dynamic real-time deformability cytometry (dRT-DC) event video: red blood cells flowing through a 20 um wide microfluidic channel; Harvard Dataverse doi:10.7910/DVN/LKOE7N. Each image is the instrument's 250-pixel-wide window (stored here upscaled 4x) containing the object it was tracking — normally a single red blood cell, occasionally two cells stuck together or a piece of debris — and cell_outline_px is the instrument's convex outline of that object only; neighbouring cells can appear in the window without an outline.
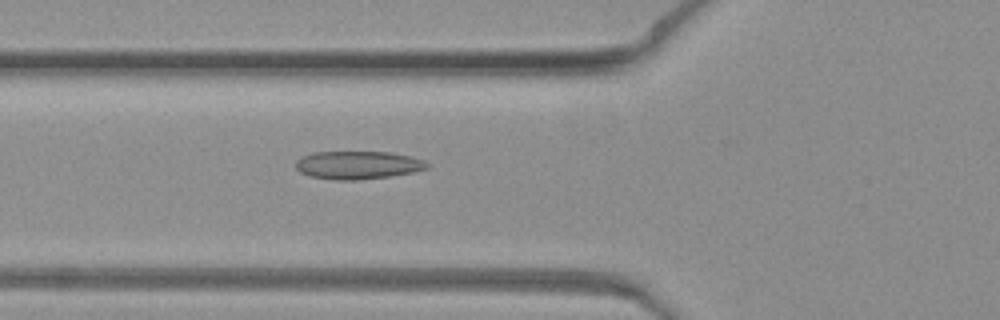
{"species": "common noctule bat (a hibernating species)", "species_latin": "Nyctalus noctula", "temperature_condition": "warm", "stored_images_in_passage": 48, "camera_frame_rate_fps": 3000, "um_per_image_px": 0.085, "animal": {"sex": "female", "body_mass_g": 19.3, "forearm_length_mm": 54.1}, "frame": {"image": 1, "passage_image": 18, "time_ms": 5.667, "image_size_px": [1000, 320], "cell_outline_px": [[428, 168], [412, 172], [392, 176], [356, 180], [336, 180], [312, 176], [300, 172], [296, 168], [296, 160], [312, 152], [388, 152], [408, 156], [424, 160], [428, 164]], "centroid_in_image_um": [30.41, 14.03], "position_along_channel_um": 95.4, "area_um2": 21.27}}
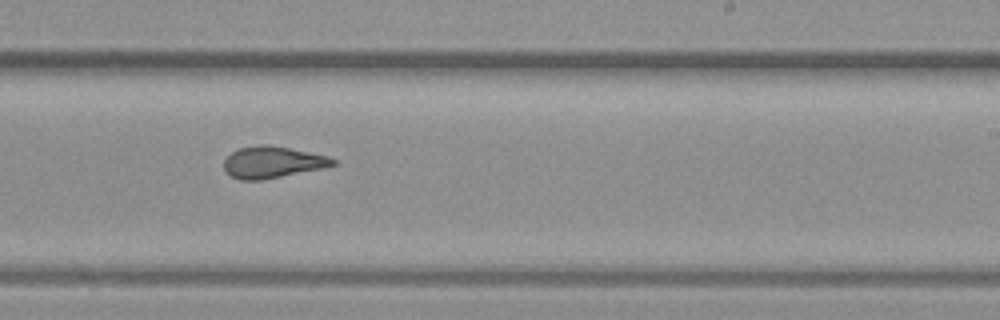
{"frame": {"image": 2, "passage_image": 30, "time_ms": 9.667, "image_size_px": [1000, 320], "cell_outline_px": [[336, 164], [324, 168], [260, 180], [240, 180], [232, 176], [224, 168], [224, 160], [232, 152], [240, 148], [260, 144], [288, 148], [328, 156], [336, 160]], "centroid_in_image_um": [23.17, 13.79], "position_along_channel_um": 265.8, "area_um2": 19.71}}
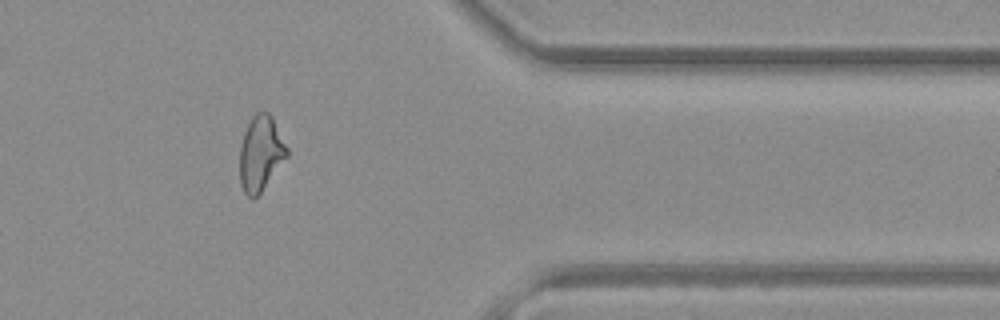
{"frame": {"image": 3, "passage_image": 40, "time_ms": 13.0, "image_size_px": [1000, 320], "cell_outline_px": [[288, 156], [260, 192], [252, 200], [244, 192], [240, 184], [240, 148], [244, 132], [252, 116], [256, 112], [268, 112], [272, 116], [288, 148]], "centroid_in_image_um": [22.16, 13.03], "position_along_channel_um": 389.2, "area_um2": 20.52}}